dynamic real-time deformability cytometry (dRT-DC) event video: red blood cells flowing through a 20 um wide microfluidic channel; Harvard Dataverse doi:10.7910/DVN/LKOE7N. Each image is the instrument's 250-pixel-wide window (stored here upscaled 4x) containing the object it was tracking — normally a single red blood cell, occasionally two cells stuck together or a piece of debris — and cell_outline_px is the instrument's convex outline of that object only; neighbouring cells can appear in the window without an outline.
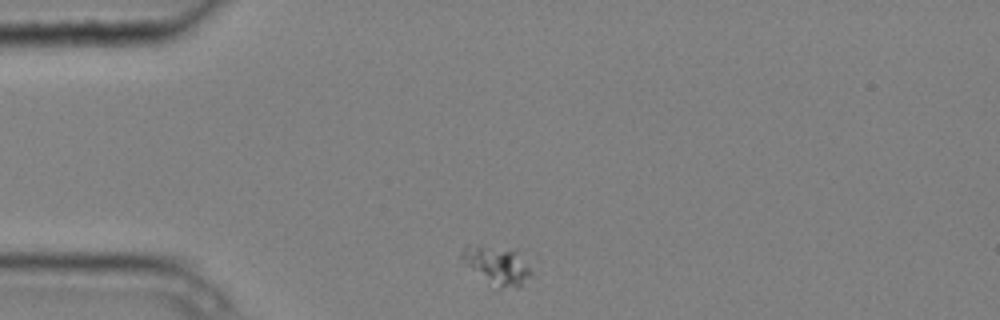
{"species": "common noctule bat (a hibernating species)", "species_latin": "Nyctalus noctula", "temperature_condition": "cold", "stored_images_in_passage": 3, "camera_frame_rate_fps": 3000, "um_per_image_px": 0.085, "animal": {"sex": "male", "body_mass_g": 20.4}, "frame": {"image": 1, "passage_image": 1, "time_ms": 0.0, "image_size_px": [1000, 320], "cell_outline_px": [[532, 272], [516, 288], [492, 292], [460, 260], [460, 252], [464, 248], [480, 244], [516, 252]], "centroid_in_image_um": [42.11, 22.67], "position_along_channel_um": 42.9, "area_um2": 16.01}}
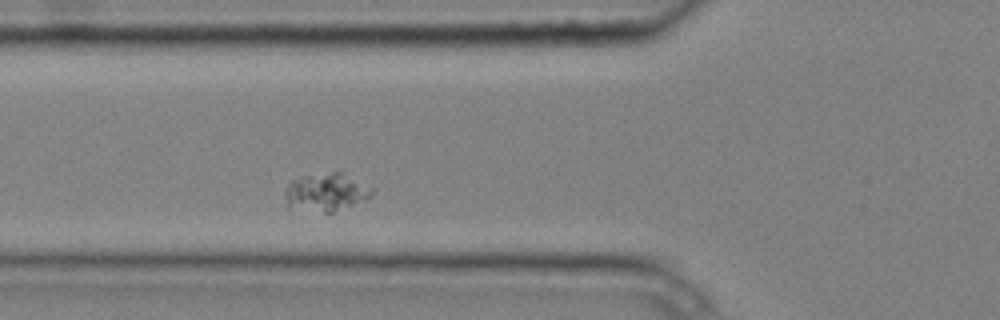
{"frame": {"image": 2, "passage_image": 3, "time_ms": 0.667, "image_size_px": [1000, 320], "cell_outline_px": [[372, 192], [364, 200], [332, 212], [324, 212], [288, 208], [284, 192], [288, 184], [292, 180], [308, 176], [332, 172], [340, 172], [372, 188]], "centroid_in_image_um": [27.65, 16.36], "position_along_channel_um": 98.1, "area_um2": 18.61}}